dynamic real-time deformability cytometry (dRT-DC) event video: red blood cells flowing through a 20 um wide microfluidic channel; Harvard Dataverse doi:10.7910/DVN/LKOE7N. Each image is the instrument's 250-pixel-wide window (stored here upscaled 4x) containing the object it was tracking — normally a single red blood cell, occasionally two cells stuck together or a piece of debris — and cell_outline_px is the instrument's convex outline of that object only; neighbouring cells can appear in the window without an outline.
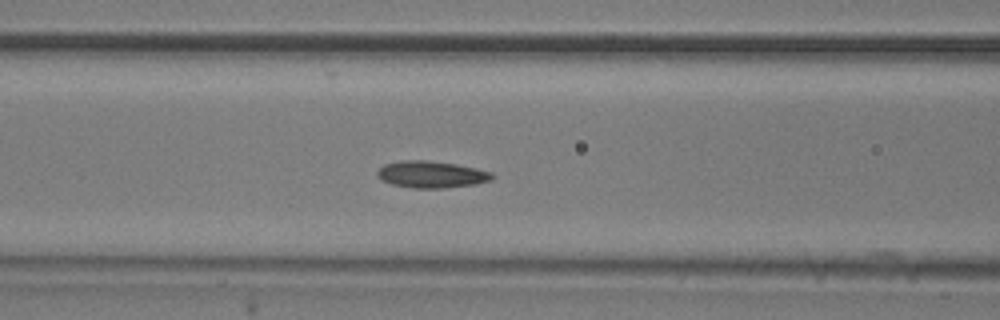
{"species": "common noctule bat (a hibernating species)", "species_latin": "Nyctalus noctula", "temperature_condition": "room temperature", "stored_images_in_passage": 37, "camera_frame_rate_fps": 3000, "um_per_image_px": 0.085, "animal": {"sex": "male", "body_mass_g": 20.5, "forearm_length_mm": 52.5}, "frame": {"image": 1, "passage_image": 6, "time_ms": 1.667, "image_size_px": [1000, 320], "cell_outline_px": [[496, 176], [492, 180], [476, 184], [444, 188], [412, 188], [392, 184], [376, 176], [376, 172], [384, 164], [404, 160], [424, 160], [456, 164], [476, 168], [492, 172]], "centroid_in_image_um": [36.7, 14.83], "position_along_channel_um": 129.9, "area_um2": 17.98}}
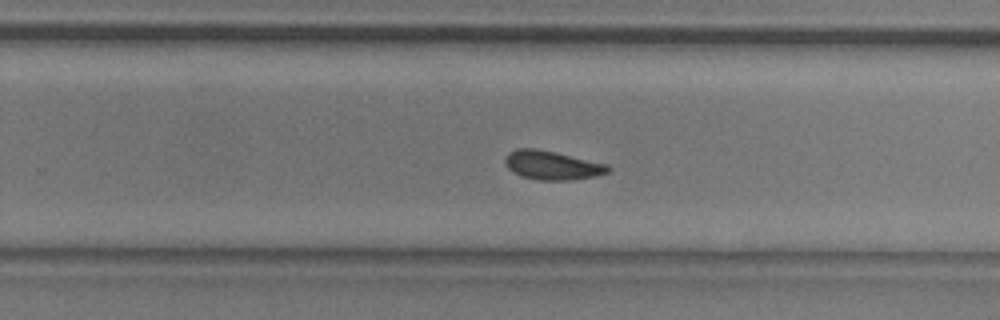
{"frame": {"image": 2, "passage_image": 18, "time_ms": 5.667, "image_size_px": [1000, 320], "cell_outline_px": [[612, 168], [608, 172], [596, 176], [572, 180], [540, 180], [520, 176], [512, 172], [508, 168], [504, 160], [508, 152], [516, 148], [536, 148], [608, 164]], "centroid_in_image_um": [46.92, 14.05], "position_along_channel_um": 282.9, "area_um2": 17.4}}
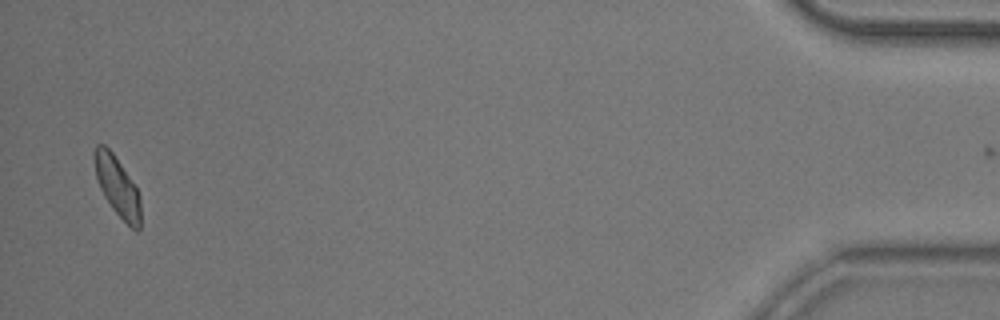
{"frame": {"image": 3, "passage_image": 36, "time_ms": 11.667, "image_size_px": [1000, 320], "cell_outline_px": [[140, 228], [136, 232], [112, 208], [104, 196], [100, 188], [96, 176], [92, 156], [96, 144], [104, 144], [112, 152], [136, 188], [140, 196]], "centroid_in_image_um": [9.94, 15.83], "position_along_channel_um": 425.3, "area_um2": 15.84}, "authors_computed_cell_mechanics": {"area_um2": 16.5886, "velocity_mm_per_s": 3.8372, "shape_relaxation_time_tau1_ms": 3.0797, "shape_relaxation_time_tau2_ms": 4.5858, "deformation_change_tau1": 0.0893, "deformation_change_tau2": 0.0937}}